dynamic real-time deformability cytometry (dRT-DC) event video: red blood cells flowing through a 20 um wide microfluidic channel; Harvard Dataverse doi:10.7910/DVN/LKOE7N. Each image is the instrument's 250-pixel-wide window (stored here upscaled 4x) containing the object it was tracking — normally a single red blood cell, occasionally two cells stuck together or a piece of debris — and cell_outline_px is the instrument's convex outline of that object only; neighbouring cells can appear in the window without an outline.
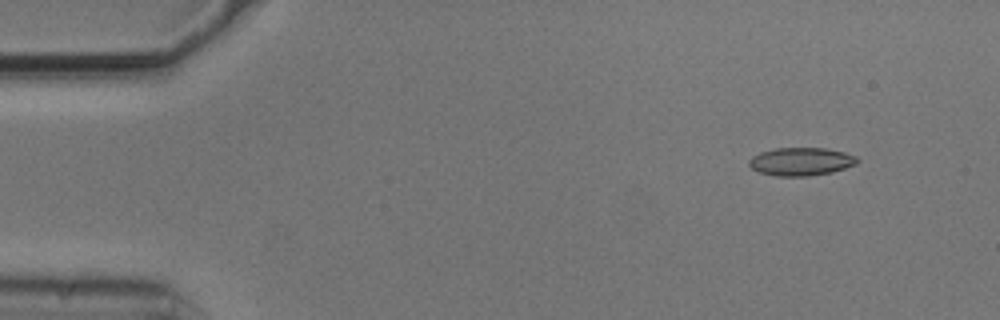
{"species": "common noctule bat (a hibernating species)", "species_latin": "Nyctalus noctula", "temperature_condition": "cold", "stored_images_in_passage": 6, "camera_frame_rate_fps": 3000, "um_per_image_px": 0.085, "animal": {"sex": "male", "body_mass_g": 20.5, "forearm_length_mm": 52.5}, "frame": {"image": 1, "passage_image": 2, "time_ms": 0.333, "image_size_px": [1000, 320], "cell_outline_px": [[860, 160], [856, 164], [832, 172], [808, 176], [776, 176], [760, 172], [752, 168], [748, 164], [748, 160], [752, 156], [760, 152], [776, 148], [828, 148], [844, 152], [856, 156]], "centroid_in_image_um": [68.09, 13.72], "position_along_channel_um": 16.9, "area_um2": 17.74}}
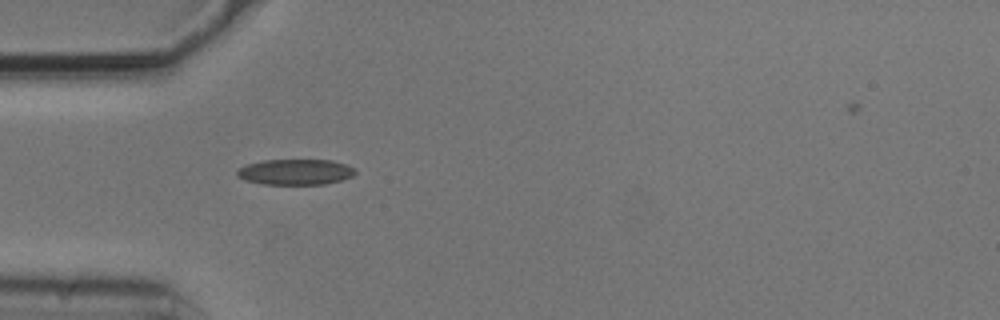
{"frame": {"image": 2, "passage_image": 5, "time_ms": 1.333, "image_size_px": [1000, 320], "cell_outline_px": [[356, 172], [352, 176], [340, 180], [324, 184], [260, 184], [244, 180], [236, 176], [236, 172], [244, 164], [264, 160], [332, 160], [356, 168]], "centroid_in_image_um": [25.07, 14.61], "position_along_channel_um": 59.9, "area_um2": 17.74}}
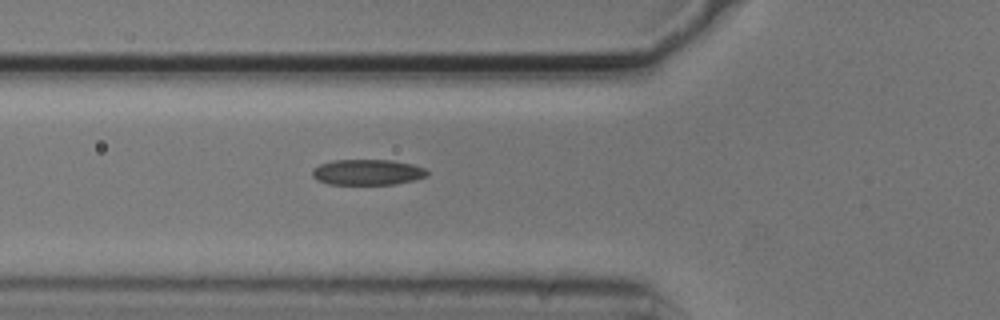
{"frame": {"image": 3, "passage_image": 6, "time_ms": 1.667, "image_size_px": [1000, 320], "cell_outline_px": [[428, 176], [416, 180], [396, 184], [328, 184], [316, 180], [312, 176], [312, 168], [320, 164], [332, 160], [392, 160], [412, 164], [424, 168], [428, 172]], "centroid_in_image_um": [31.23, 14.64], "position_along_channel_um": 94.6, "area_um2": 17.34}}